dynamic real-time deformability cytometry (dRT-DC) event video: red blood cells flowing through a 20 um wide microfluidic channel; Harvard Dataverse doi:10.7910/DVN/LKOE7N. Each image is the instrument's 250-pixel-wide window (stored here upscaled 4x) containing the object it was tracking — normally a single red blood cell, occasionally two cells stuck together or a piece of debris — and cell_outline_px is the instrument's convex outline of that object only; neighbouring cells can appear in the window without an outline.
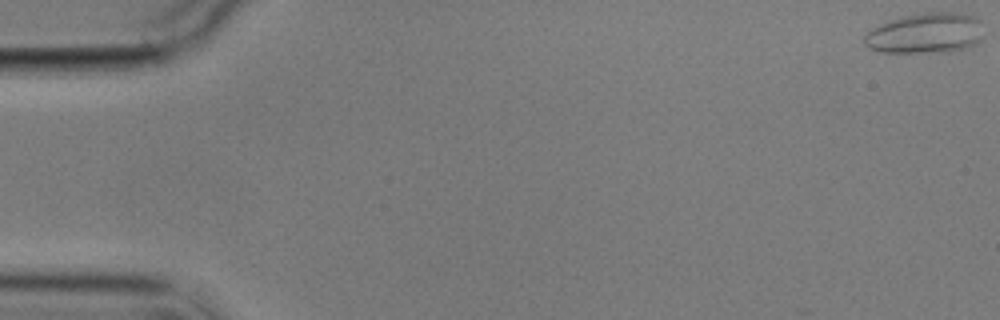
{"species": "common noctule bat (a hibernating species)", "species_latin": "Nyctalus noctula", "temperature_condition": "cold", "stored_images_in_passage": 3, "camera_frame_rate_fps": 3000, "um_per_image_px": 0.085, "animal": {"sex": "male", "body_mass_g": 17.9}, "frame": {"image": 1, "passage_image": 1, "time_ms": 0.0, "image_size_px": [1000, 320], "cell_outline_px": [[984, 36], [980, 40], [964, 48], [948, 52], [880, 52], [868, 48], [864, 44], [864, 36], [872, 28], [880, 24], [900, 16], [920, 12], [960, 12], [976, 16], [980, 20]], "centroid_in_image_um": [78.67, 2.8], "position_along_channel_um": 6.3, "area_um2": 28.5}}